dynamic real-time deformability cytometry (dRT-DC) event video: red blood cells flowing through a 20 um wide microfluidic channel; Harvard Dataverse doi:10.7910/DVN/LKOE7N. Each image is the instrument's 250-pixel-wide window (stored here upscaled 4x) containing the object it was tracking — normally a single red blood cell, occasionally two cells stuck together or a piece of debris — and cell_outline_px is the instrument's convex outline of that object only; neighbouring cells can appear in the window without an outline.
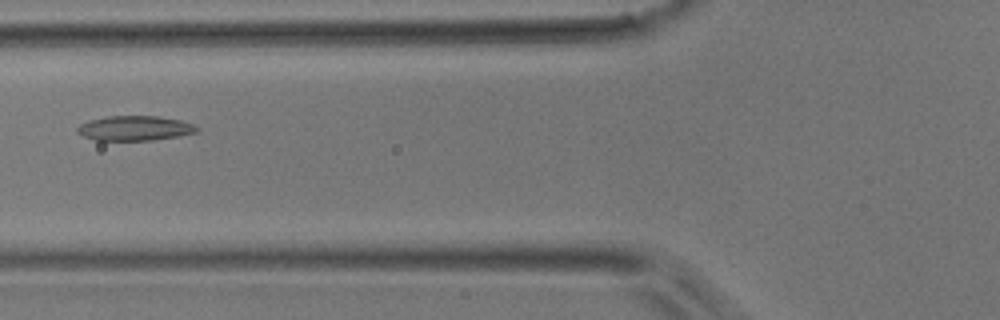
{"species": "common noctule bat (a hibernating species)", "species_latin": "Nyctalus noctula", "temperature_condition": "room temperature", "stored_images_in_passage": 7, "camera_frame_rate_fps": 3000, "um_per_image_px": 0.085, "animal": {"sex": "male", "body_mass_g": 17.9}, "frame": {"image": 1, "passage_image": 4, "time_ms": 1.0, "image_size_px": [1000, 320], "cell_outline_px": [[200, 128], [196, 132], [180, 136], [152, 140], [96, 140], [84, 136], [76, 132], [76, 128], [80, 124], [88, 120], [108, 116], [156, 116], [180, 120], [192, 124]], "centroid_in_image_um": [11.44, 10.9], "position_along_channel_um": 114.4, "area_um2": 17.22}}